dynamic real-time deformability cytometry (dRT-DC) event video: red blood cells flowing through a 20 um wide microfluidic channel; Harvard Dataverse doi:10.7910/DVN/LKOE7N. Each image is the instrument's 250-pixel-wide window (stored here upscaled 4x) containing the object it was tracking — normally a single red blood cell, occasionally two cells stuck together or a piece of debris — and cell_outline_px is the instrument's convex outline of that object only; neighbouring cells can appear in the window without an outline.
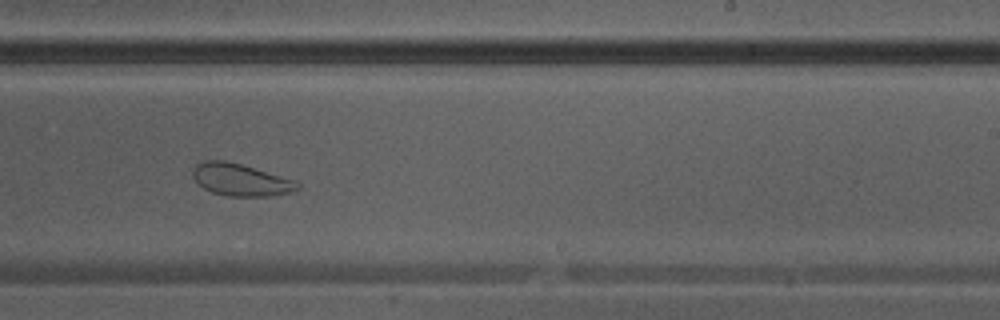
{"species": "Egyptian fruit bat (a non-hibernating species)", "species_latin": "Rousettus aegyptiacus", "temperature_condition": "warm", "stored_images_in_passage": 34, "camera_frame_rate_fps": 3000, "um_per_image_px": 0.085, "animal": {"sex": "male"}, "frame": {"image": 1, "passage_image": 20, "time_ms": 6.333, "image_size_px": [1000, 320], "cell_outline_px": [[300, 188], [288, 192], [268, 196], [228, 196], [212, 192], [204, 188], [192, 176], [192, 168], [196, 164], [204, 160], [224, 160], [240, 164], [296, 180], [300, 184]], "centroid_in_image_um": [20.43, 15.27], "position_along_channel_um": 268.6, "area_um2": 19.48}}
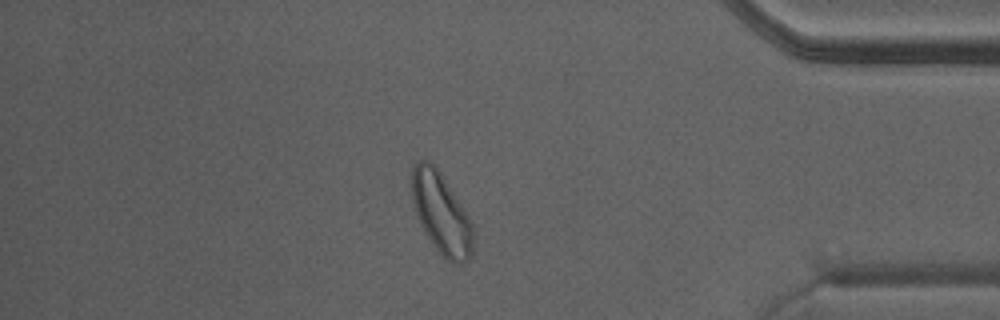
{"frame": {"image": 2, "passage_image": 29, "time_ms": 9.333, "image_size_px": [1000, 320], "cell_outline_px": [[472, 256], [464, 264], [452, 264], [432, 244], [424, 232], [416, 216], [412, 200], [412, 164], [416, 160], [428, 160], [440, 172], [472, 220]], "centroid_in_image_um": [37.5, 18.14], "position_along_channel_um": 397.7, "area_um2": 29.07}}